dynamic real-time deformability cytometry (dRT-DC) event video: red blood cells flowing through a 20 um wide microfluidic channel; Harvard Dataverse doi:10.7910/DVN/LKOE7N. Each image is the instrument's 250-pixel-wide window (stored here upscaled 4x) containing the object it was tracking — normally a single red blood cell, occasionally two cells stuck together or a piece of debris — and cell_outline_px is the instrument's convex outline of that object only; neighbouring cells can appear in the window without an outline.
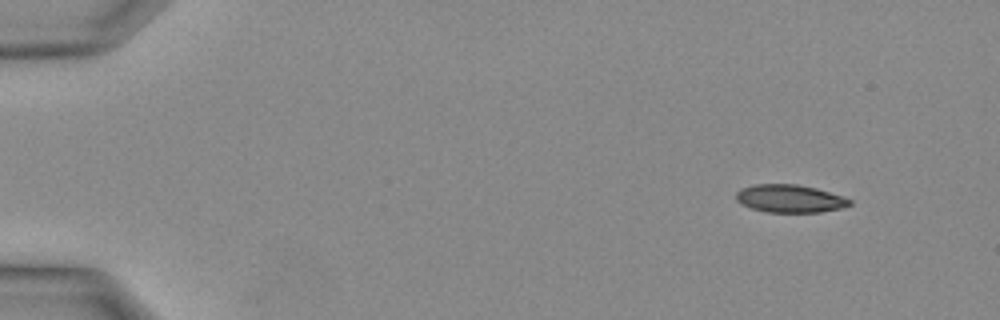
{"species": "Egyptian fruit bat (a non-hibernating species)", "species_latin": "Rousettus aegyptiacus", "temperature_condition": "warm", "stored_images_in_passage": 32, "segment_of_instrument_passage": [1, 2], "camera_frame_rate_fps": 3000, "um_per_image_px": 0.085, "animal": {"sex": "female"}, "frame": {"image": 1, "passage_image": 1, "time_ms": 0.0, "image_size_px": [1000, 320], "cell_outline_px": [[852, 204], [840, 208], [820, 212], [768, 212], [752, 208], [740, 204], [736, 200], [736, 192], [740, 188], [752, 184], [796, 184], [816, 188], [852, 200]], "centroid_in_image_um": [67.08, 16.87], "position_along_channel_um": 17.9, "area_um2": 18.38}}
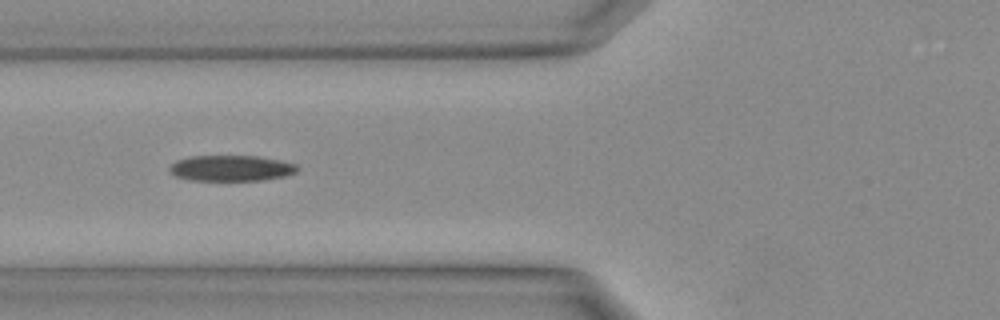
{"frame": {"image": 2, "passage_image": 11, "time_ms": 3.333, "image_size_px": [1000, 320], "cell_outline_px": [[300, 168], [296, 172], [284, 176], [264, 180], [188, 180], [176, 176], [168, 168], [176, 160], [192, 156], [256, 156], [280, 160], [296, 164]], "centroid_in_image_um": [19.66, 14.29], "position_along_channel_um": 106.1, "area_um2": 19.13}}
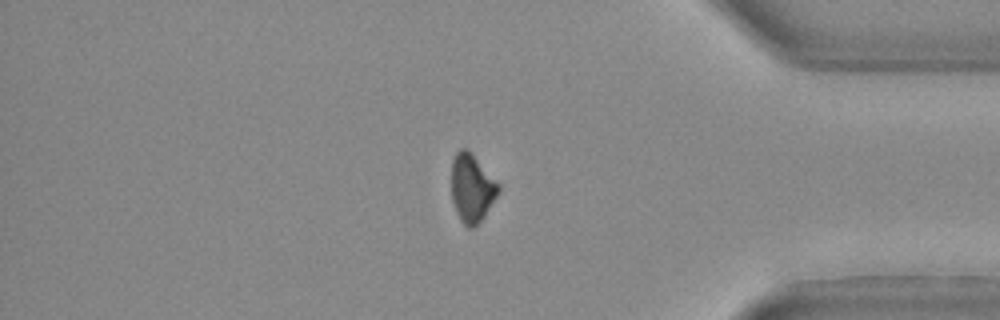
{"frame": {"image": 3, "passage_image": 26, "time_ms": 8.333, "image_size_px": [1000, 320], "cell_outline_px": [[500, 188], [496, 196], [484, 216], [472, 228], [468, 228], [460, 220], [456, 212], [452, 200], [452, 160], [456, 152], [460, 148], [464, 148], [500, 184]], "centroid_in_image_um": [40.08, 16.02], "position_along_channel_um": 395.1, "area_um2": 18.09}}